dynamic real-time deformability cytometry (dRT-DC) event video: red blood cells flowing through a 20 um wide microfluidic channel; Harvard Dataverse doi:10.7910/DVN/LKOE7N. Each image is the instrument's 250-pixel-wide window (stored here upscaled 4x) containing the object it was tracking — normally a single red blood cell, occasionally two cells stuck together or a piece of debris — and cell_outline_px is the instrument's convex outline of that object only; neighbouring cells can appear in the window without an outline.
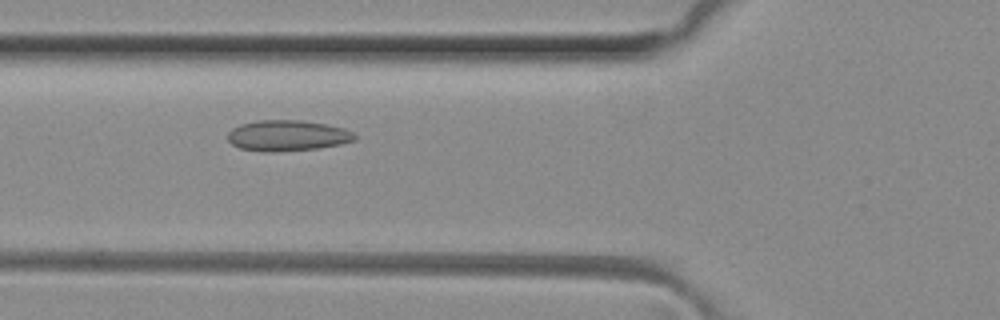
{"species": "common noctule bat (a hibernating species)", "species_latin": "Nyctalus noctula", "temperature_condition": "room temperature", "stored_images_in_passage": 41, "camera_frame_rate_fps": 3000, "um_per_image_px": 0.085, "animal": {"sex": "female", "body_mass_g": 29.2, "forearm_length_mm": 56.3}, "frame": {"image": 1, "passage_image": 9, "time_ms": 2.667, "image_size_px": [1000, 320], "cell_outline_px": [[356, 140], [340, 144], [320, 148], [272, 152], [260, 152], [240, 148], [232, 144], [228, 140], [228, 132], [232, 128], [240, 124], [260, 120], [300, 120], [324, 124], [344, 128], [352, 132], [356, 136]], "centroid_in_image_um": [24.41, 11.53], "position_along_channel_um": 101.4, "area_um2": 22.83}}
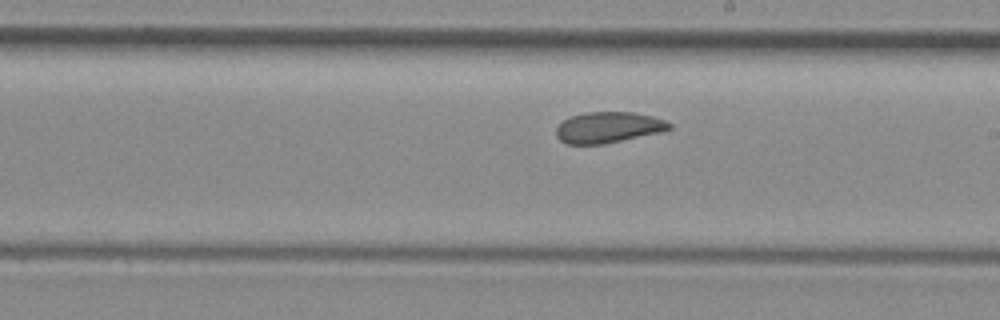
{"frame": {"image": 2, "passage_image": 19, "time_ms": 6.0, "image_size_px": [1000, 320], "cell_outline_px": [[672, 128], [660, 132], [604, 144], [568, 144], [560, 140], [556, 136], [556, 128], [568, 116], [584, 112], [632, 112], [652, 116], [664, 120], [672, 124]], "centroid_in_image_um": [51.68, 10.82], "position_along_channel_um": 237.3, "area_um2": 20.4}}
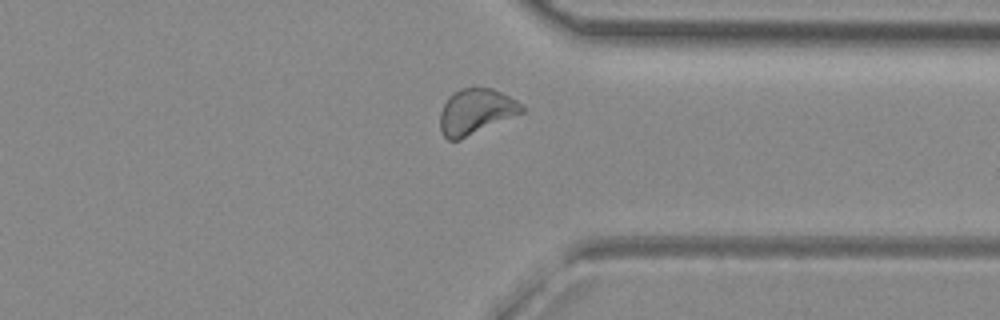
{"frame": {"image": 3, "passage_image": 29, "time_ms": 9.333, "image_size_px": [1000, 320], "cell_outline_px": [[524, 112], [460, 140], [448, 140], [440, 132], [440, 112], [448, 96], [460, 88], [476, 84], [492, 88], [524, 104]], "centroid_in_image_um": [40.44, 9.45], "position_along_channel_um": 371.0, "area_um2": 22.2}, "authors_computed_cell_mechanics": {"area_um2": 21.3282, "velocity_mm_per_s": 4.0835, "shape_relaxation_time_tau1_ms": null, "shape_relaxation_time_tau2_ms": 2.13, "deformation_change_tau1": null, "deformation_change_tau2": 0.0735}}